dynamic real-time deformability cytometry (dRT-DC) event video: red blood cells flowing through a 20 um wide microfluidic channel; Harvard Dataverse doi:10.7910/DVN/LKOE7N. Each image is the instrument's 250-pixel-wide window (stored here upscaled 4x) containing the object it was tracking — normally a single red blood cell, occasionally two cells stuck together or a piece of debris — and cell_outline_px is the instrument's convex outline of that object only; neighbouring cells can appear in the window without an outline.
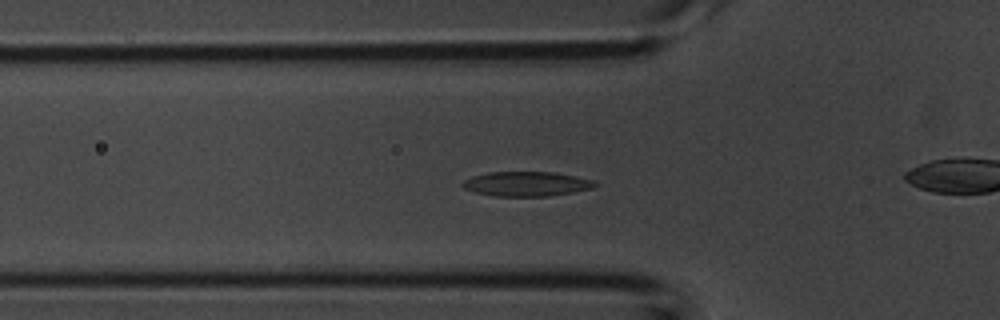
{"species": "common noctule bat (a hibernating species)", "species_latin": "Nyctalus noctula", "temperature_condition": "room temperature", "stored_images_in_passage": 55, "camera_frame_rate_fps": 3000, "um_per_image_px": 0.085, "animal": {"sex": "male", "body_mass_g": 20.1, "forearm_length_mm": 53.5}, "frame": {"image": 1, "passage_image": 18, "time_ms": 5.667, "image_size_px": [1000, 320], "cell_outline_px": [[600, 184], [592, 188], [572, 192], [548, 196], [492, 196], [476, 192], [464, 188], [460, 184], [464, 180], [472, 176], [488, 172], [556, 172], [596, 180]], "centroid_in_image_um": [44.78, 15.62], "position_along_channel_um": 81.0, "area_um2": 19.13}}
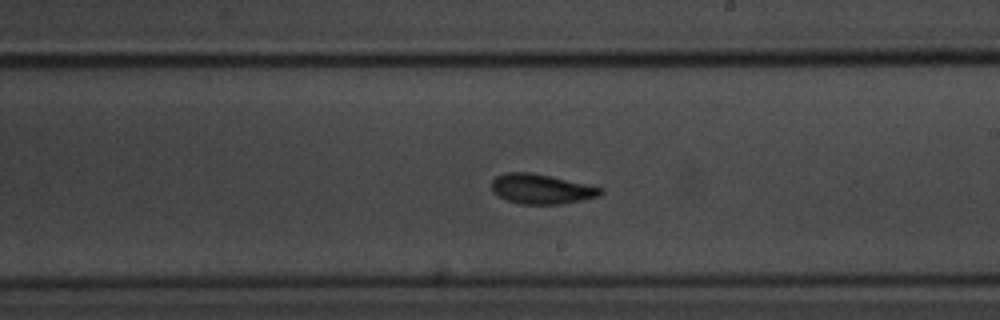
{"frame": {"image": 2, "passage_image": 31, "time_ms": 10.0, "image_size_px": [1000, 320], "cell_outline_px": [[604, 192], [600, 196], [560, 204], [520, 204], [496, 196], [492, 192], [492, 180], [496, 176], [504, 172], [528, 172], [548, 176], [604, 188]], "centroid_in_image_um": [45.98, 16.07], "position_along_channel_um": 243.0, "area_um2": 18.84}}
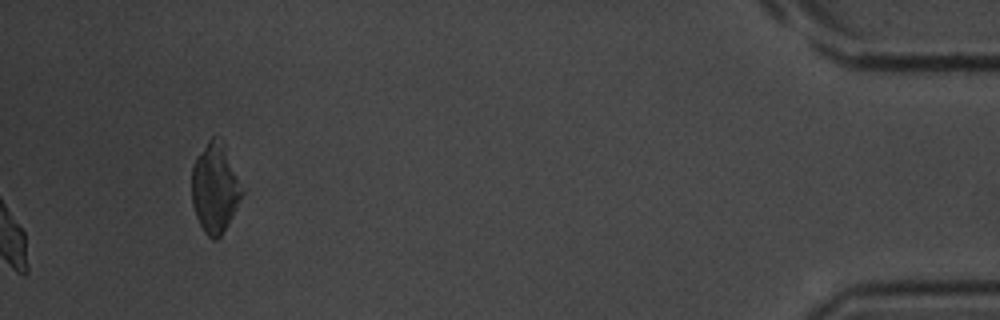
{"frame": {"image": 3, "passage_image": 55, "time_ms": 18.0, "image_size_px": [1000, 320], "cell_outline_px": [[244, 192], [228, 224], [220, 236], [216, 240], [212, 240], [204, 232], [196, 216], [192, 204], [192, 164], [196, 156], [208, 140], [212, 136], [220, 136], [224, 140]], "centroid_in_image_um": [18.27, 15.93], "position_along_channel_um": 416.9, "area_um2": 26.53}, "authors_computed_cell_mechanics": {"area_um2": 18.785, "velocity_mm_per_s": 3.7222, "shape_relaxation_time_tau1_ms": 2.466, "shape_relaxation_time_tau2_ms": 1.7582, "deformation_change_tau1": 0.1116, "deformation_change_tau2": 0.0741}}